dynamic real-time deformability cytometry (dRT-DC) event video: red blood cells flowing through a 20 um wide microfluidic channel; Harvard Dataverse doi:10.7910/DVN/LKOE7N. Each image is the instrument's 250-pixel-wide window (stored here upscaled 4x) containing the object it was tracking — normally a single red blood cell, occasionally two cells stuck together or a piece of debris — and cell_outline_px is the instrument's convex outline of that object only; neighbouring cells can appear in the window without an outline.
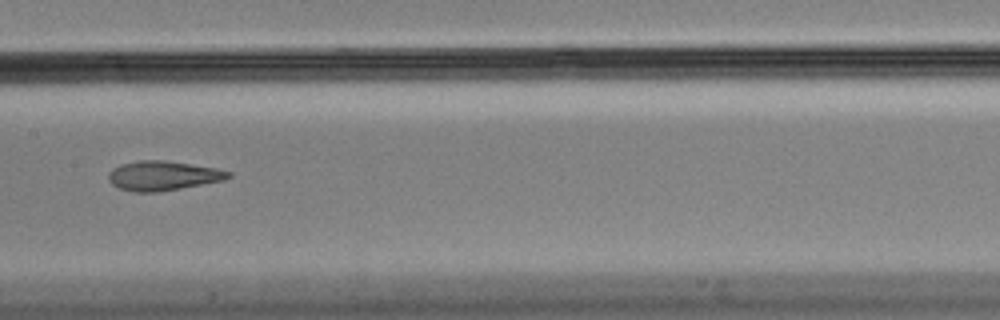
{"species": "Egyptian fruit bat (a non-hibernating species)", "species_latin": "Rousettus aegyptiacus", "temperature_condition": "cold", "stored_images_in_passage": 4, "camera_frame_rate_fps": 3000, "um_per_image_px": 0.085, "animal": {"sex": "male"}, "frame": {"image": 1, "passage_image": 4, "time_ms": 1.0, "image_size_px": [1000, 320], "cell_outline_px": [[232, 176], [224, 180], [180, 188], [156, 192], [136, 192], [120, 188], [112, 184], [108, 180], [108, 176], [112, 168], [120, 164], [140, 160], [164, 160], [216, 168], [232, 172]], "centroid_in_image_um": [13.84, 14.93], "position_along_channel_um": 193.6, "area_um2": 20.46}}